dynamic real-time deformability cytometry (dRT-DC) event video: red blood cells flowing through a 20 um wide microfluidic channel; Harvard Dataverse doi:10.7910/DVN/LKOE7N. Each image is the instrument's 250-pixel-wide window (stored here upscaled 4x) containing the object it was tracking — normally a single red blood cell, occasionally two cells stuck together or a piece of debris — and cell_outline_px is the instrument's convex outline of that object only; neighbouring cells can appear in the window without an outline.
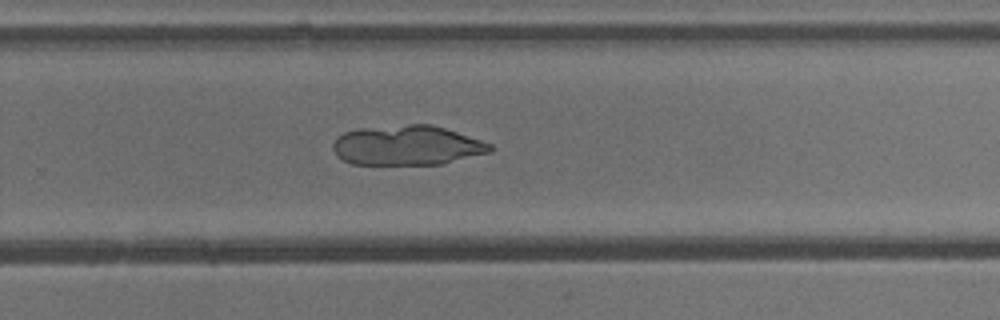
{"species": "common noctule bat (a hibernating species)", "species_latin": "Nyctalus noctula", "temperature_condition": "cold", "stored_images_in_passage": 38, "camera_frame_rate_fps": 3000, "um_per_image_px": 0.085, "animal": {"sex": "male", "body_mass_g": 13.3}, "frame": {"image": 1, "passage_image": 24, "time_ms": 7.667, "image_size_px": [1000, 320], "cell_outline_px": [[492, 148], [488, 152], [440, 164], [352, 164], [336, 156], [332, 148], [332, 144], [336, 136], [344, 132], [360, 128], [408, 124], [432, 124], [492, 144]], "centroid_in_image_um": [34.52, 12.35], "position_along_channel_um": 295.3, "area_um2": 36.18}}